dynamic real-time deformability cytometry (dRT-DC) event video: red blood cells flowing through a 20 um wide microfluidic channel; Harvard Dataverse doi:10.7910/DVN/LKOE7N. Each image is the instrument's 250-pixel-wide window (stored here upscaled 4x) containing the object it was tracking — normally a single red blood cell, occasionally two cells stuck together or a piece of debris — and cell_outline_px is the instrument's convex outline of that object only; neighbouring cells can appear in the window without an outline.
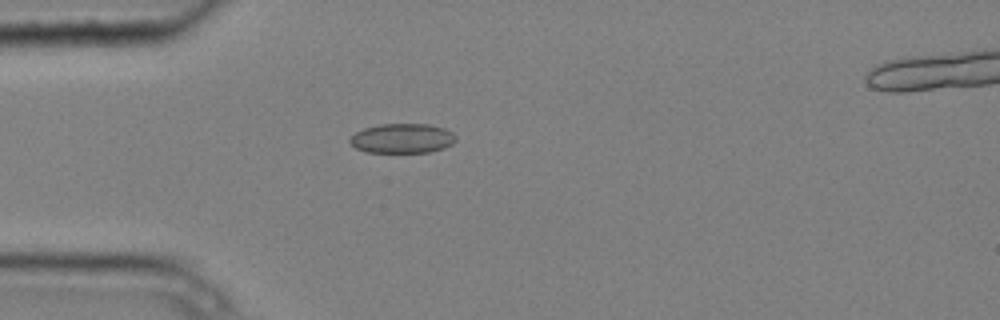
{"species": "common noctule bat (a hibernating species)", "species_latin": "Nyctalus noctula", "temperature_condition": "cold", "stored_images_in_passage": 4, "camera_frame_rate_fps": 3000, "um_per_image_px": 0.085, "animal": {"sex": "male", "body_mass_g": 20.4}, "frame": {"image": 1, "passage_image": 3, "time_ms": 0.667, "image_size_px": [1000, 320], "cell_outline_px": [[456, 140], [452, 144], [444, 148], [428, 152], [368, 152], [356, 148], [348, 140], [356, 132], [364, 128], [380, 124], [428, 124], [444, 128], [452, 132], [456, 136]], "centroid_in_image_um": [34.21, 11.76], "position_along_channel_um": 50.8, "area_um2": 18.21}}